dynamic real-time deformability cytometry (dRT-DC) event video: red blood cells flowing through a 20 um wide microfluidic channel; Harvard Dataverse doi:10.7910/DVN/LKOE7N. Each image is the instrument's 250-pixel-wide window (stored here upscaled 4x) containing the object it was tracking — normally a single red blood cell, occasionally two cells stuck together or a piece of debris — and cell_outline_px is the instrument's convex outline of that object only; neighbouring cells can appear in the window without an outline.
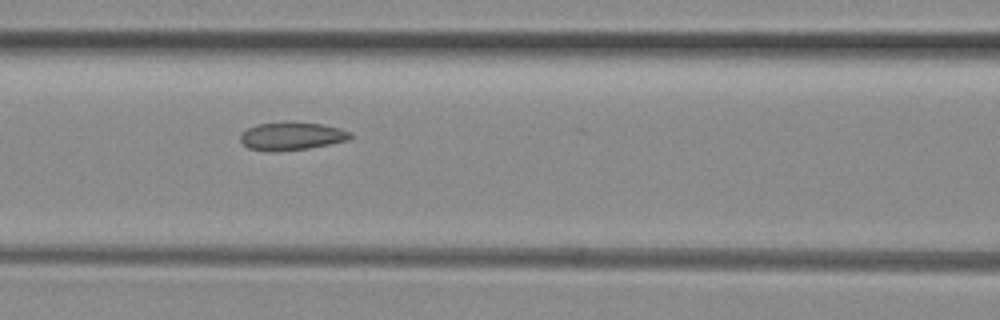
{"species": "common noctule bat (a hibernating species)", "species_latin": "Nyctalus noctula", "temperature_condition": "room temperature", "stored_images_in_passage": 7, "camera_frame_rate_fps": 3000, "um_per_image_px": 0.085, "animal": {"sex": "female", "body_mass_g": 29.2, "forearm_length_mm": 56.3}, "frame": {"image": 1, "passage_image": 5, "time_ms": 1.333, "image_size_px": [1000, 320], "cell_outline_px": [[352, 136], [348, 140], [308, 148], [276, 152], [272, 152], [248, 148], [240, 140], [240, 136], [248, 128], [256, 124], [292, 120], [320, 124], [340, 128], [352, 132]], "centroid_in_image_um": [24.79, 11.55], "position_along_channel_um": 141.8, "area_um2": 18.21}}